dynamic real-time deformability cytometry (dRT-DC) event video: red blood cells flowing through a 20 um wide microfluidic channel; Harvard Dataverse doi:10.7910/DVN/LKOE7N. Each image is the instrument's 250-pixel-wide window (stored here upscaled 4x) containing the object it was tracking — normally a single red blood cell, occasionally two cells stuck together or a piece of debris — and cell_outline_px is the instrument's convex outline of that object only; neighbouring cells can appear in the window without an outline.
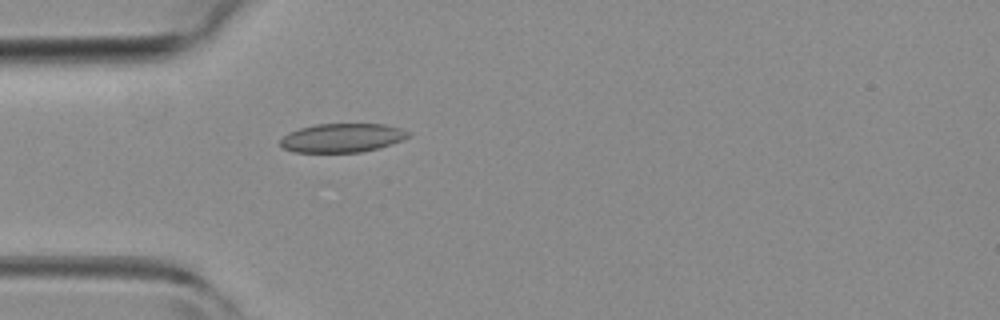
{"species": "common noctule bat (a hibernating species)", "species_latin": "Nyctalus noctula", "temperature_condition": "room temperature", "stored_images_in_passage": 2, "camera_frame_rate_fps": 3000, "um_per_image_px": 0.085, "animal": {"sex": "female", "body_mass_g": 19.3, "forearm_length_mm": 54.1}, "frame": {"image": 1, "passage_image": 2, "time_ms": 2.333, "image_size_px": [1000, 320], "cell_outline_px": [[412, 136], [392, 144], [380, 148], [360, 152], [292, 152], [280, 148], [280, 140], [288, 132], [300, 128], [316, 124], [384, 124], [400, 128], [408, 132]], "centroid_in_image_um": [29.07, 11.72], "position_along_channel_um": 55.9, "area_um2": 21.68}}